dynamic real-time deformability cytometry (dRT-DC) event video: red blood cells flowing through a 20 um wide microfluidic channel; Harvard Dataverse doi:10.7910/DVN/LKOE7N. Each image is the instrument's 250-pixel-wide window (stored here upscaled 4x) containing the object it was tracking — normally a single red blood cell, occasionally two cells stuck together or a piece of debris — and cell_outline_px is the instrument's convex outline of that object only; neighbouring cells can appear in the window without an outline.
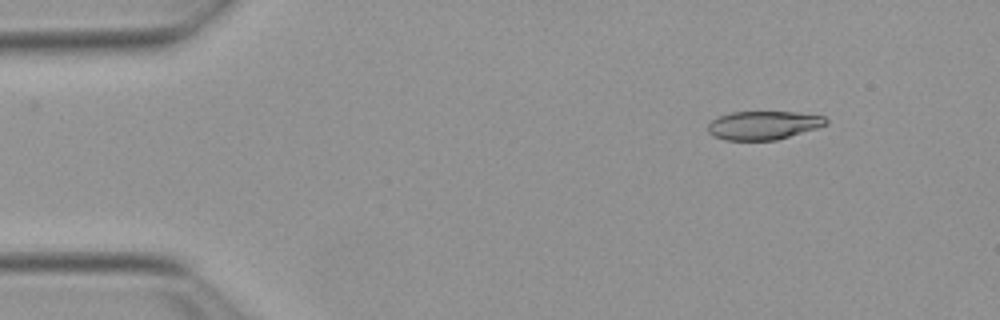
{"species": "Egyptian fruit bat (a non-hibernating species)", "species_latin": "Rousettus aegyptiacus", "temperature_condition": "warm", "stored_images_in_passage": 49, "camera_frame_rate_fps": 3000, "um_per_image_px": 0.085, "animal": {"sex": "female"}, "frame": {"image": 1, "passage_image": 3, "time_ms": 0.667, "image_size_px": [1000, 320], "cell_outline_px": [[828, 124], [816, 128], [776, 140], [724, 140], [712, 136], [708, 132], [708, 124], [716, 116], [732, 112], [796, 112], [824, 116], [828, 120]], "centroid_in_image_um": [64.85, 10.64], "position_along_channel_um": 20.1, "area_um2": 19.71}}
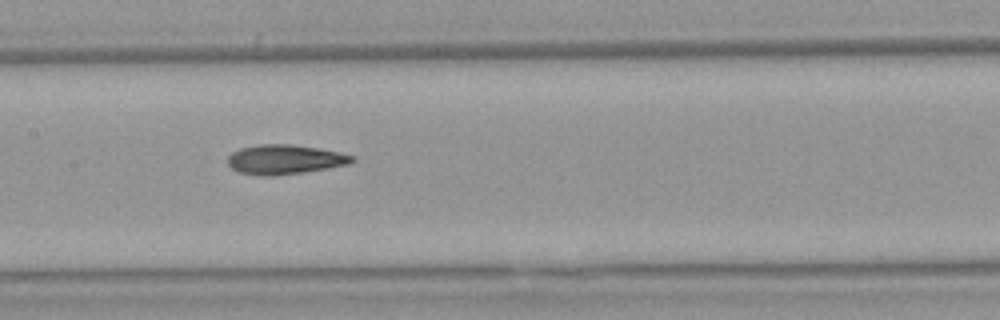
{"frame": {"image": 2, "passage_image": 22, "time_ms": 7.0, "image_size_px": [1000, 320], "cell_outline_px": [[356, 160], [348, 164], [328, 168], [304, 172], [272, 176], [260, 176], [240, 172], [232, 168], [228, 164], [228, 156], [232, 152], [240, 148], [260, 144], [288, 144], [320, 148], [340, 152], [356, 156]], "centroid_in_image_um": [24.23, 13.55], "position_along_channel_um": 183.2, "area_um2": 21.5}}
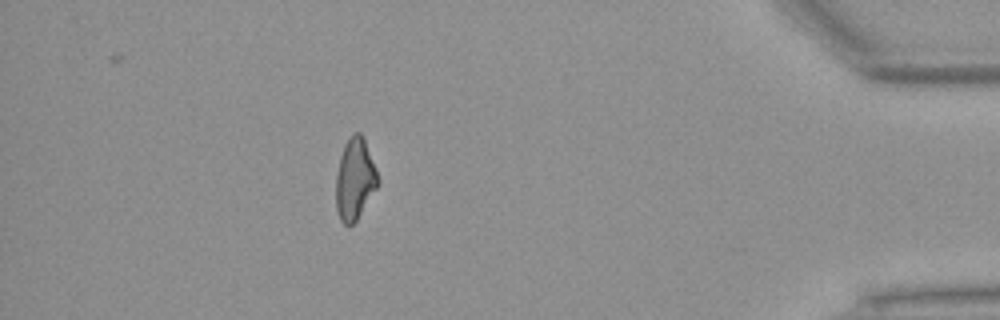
{"frame": {"image": 3, "passage_image": 43, "time_ms": 14.0, "image_size_px": [1000, 320], "cell_outline_px": [[380, 184], [356, 220], [352, 224], [344, 224], [340, 220], [336, 208], [336, 172], [340, 156], [344, 144], [352, 132], [360, 132], [364, 140], [376, 168], [380, 180]], "centroid_in_image_um": [30.16, 15.21], "position_along_channel_um": 405.0, "area_um2": 20.0}, "authors_computed_cell_mechanics": {"area_um2": 20.7502, "velocity_mm_per_s": 3.9091, "shape_relaxation_time_tau1_ms": null, "shape_relaxation_time_tau2_ms": 4.8132, "deformation_change_tau1": null, "deformation_change_tau2": 0.1447}}